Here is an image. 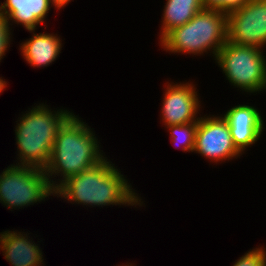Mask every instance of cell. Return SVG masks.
<instances>
[{
  "instance_id": "6da1fadb",
  "label": "cell",
  "mask_w": 266,
  "mask_h": 266,
  "mask_svg": "<svg viewBox=\"0 0 266 266\" xmlns=\"http://www.w3.org/2000/svg\"><path fill=\"white\" fill-rule=\"evenodd\" d=\"M119 170L107 157L96 166L67 178L54 194L72 205L83 207H143L145 201Z\"/></svg>"
},
{
  "instance_id": "7a4b0ae2",
  "label": "cell",
  "mask_w": 266,
  "mask_h": 266,
  "mask_svg": "<svg viewBox=\"0 0 266 266\" xmlns=\"http://www.w3.org/2000/svg\"><path fill=\"white\" fill-rule=\"evenodd\" d=\"M92 129L94 128L74 113L60 127L49 163L44 169L54 190L67 178L90 169L107 158Z\"/></svg>"
},
{
  "instance_id": "3957f363",
  "label": "cell",
  "mask_w": 266,
  "mask_h": 266,
  "mask_svg": "<svg viewBox=\"0 0 266 266\" xmlns=\"http://www.w3.org/2000/svg\"><path fill=\"white\" fill-rule=\"evenodd\" d=\"M22 113L15 121L18 154L13 164L45 169L58 131L73 112L65 108L53 110L43 102Z\"/></svg>"
},
{
  "instance_id": "277c9868",
  "label": "cell",
  "mask_w": 266,
  "mask_h": 266,
  "mask_svg": "<svg viewBox=\"0 0 266 266\" xmlns=\"http://www.w3.org/2000/svg\"><path fill=\"white\" fill-rule=\"evenodd\" d=\"M227 29V14L204 8L189 22L168 32L158 44L169 54L196 57L210 53L215 60L227 42Z\"/></svg>"
},
{
  "instance_id": "5b68a950",
  "label": "cell",
  "mask_w": 266,
  "mask_h": 266,
  "mask_svg": "<svg viewBox=\"0 0 266 266\" xmlns=\"http://www.w3.org/2000/svg\"><path fill=\"white\" fill-rule=\"evenodd\" d=\"M263 50L227 41L215 62L231 86L245 94L256 95L266 92V51Z\"/></svg>"
},
{
  "instance_id": "8992f818",
  "label": "cell",
  "mask_w": 266,
  "mask_h": 266,
  "mask_svg": "<svg viewBox=\"0 0 266 266\" xmlns=\"http://www.w3.org/2000/svg\"><path fill=\"white\" fill-rule=\"evenodd\" d=\"M54 191L44 169L10 164L0 173V203L10 211L44 202Z\"/></svg>"
},
{
  "instance_id": "52a82bcc",
  "label": "cell",
  "mask_w": 266,
  "mask_h": 266,
  "mask_svg": "<svg viewBox=\"0 0 266 266\" xmlns=\"http://www.w3.org/2000/svg\"><path fill=\"white\" fill-rule=\"evenodd\" d=\"M194 153L210 163L221 164L242 156L234 146L226 119L220 114H201L195 138Z\"/></svg>"
},
{
  "instance_id": "ba28073f",
  "label": "cell",
  "mask_w": 266,
  "mask_h": 266,
  "mask_svg": "<svg viewBox=\"0 0 266 266\" xmlns=\"http://www.w3.org/2000/svg\"><path fill=\"white\" fill-rule=\"evenodd\" d=\"M227 41L266 48V0H249L228 14Z\"/></svg>"
},
{
  "instance_id": "9c48e42d",
  "label": "cell",
  "mask_w": 266,
  "mask_h": 266,
  "mask_svg": "<svg viewBox=\"0 0 266 266\" xmlns=\"http://www.w3.org/2000/svg\"><path fill=\"white\" fill-rule=\"evenodd\" d=\"M194 82H172L163 85L160 119L165 127L198 122L202 103ZM199 114V116H198Z\"/></svg>"
},
{
  "instance_id": "30bf717a",
  "label": "cell",
  "mask_w": 266,
  "mask_h": 266,
  "mask_svg": "<svg viewBox=\"0 0 266 266\" xmlns=\"http://www.w3.org/2000/svg\"><path fill=\"white\" fill-rule=\"evenodd\" d=\"M221 115L228 122L233 144L242 155L261 139L265 129L264 117L254 105H234Z\"/></svg>"
},
{
  "instance_id": "8fae6325",
  "label": "cell",
  "mask_w": 266,
  "mask_h": 266,
  "mask_svg": "<svg viewBox=\"0 0 266 266\" xmlns=\"http://www.w3.org/2000/svg\"><path fill=\"white\" fill-rule=\"evenodd\" d=\"M29 235L18 230L0 232V251L12 266H39L45 263L40 244H36Z\"/></svg>"
},
{
  "instance_id": "7c38bea8",
  "label": "cell",
  "mask_w": 266,
  "mask_h": 266,
  "mask_svg": "<svg viewBox=\"0 0 266 266\" xmlns=\"http://www.w3.org/2000/svg\"><path fill=\"white\" fill-rule=\"evenodd\" d=\"M51 8L55 9L50 0H4L0 3V15L7 17L11 26L37 30L47 21Z\"/></svg>"
},
{
  "instance_id": "4fadbf2b",
  "label": "cell",
  "mask_w": 266,
  "mask_h": 266,
  "mask_svg": "<svg viewBox=\"0 0 266 266\" xmlns=\"http://www.w3.org/2000/svg\"><path fill=\"white\" fill-rule=\"evenodd\" d=\"M31 38L26 39L19 45L21 56L27 64L33 68L50 66L58 59L63 48L62 39L57 33L40 32L36 29L27 30Z\"/></svg>"
},
{
  "instance_id": "5bb4252c",
  "label": "cell",
  "mask_w": 266,
  "mask_h": 266,
  "mask_svg": "<svg viewBox=\"0 0 266 266\" xmlns=\"http://www.w3.org/2000/svg\"><path fill=\"white\" fill-rule=\"evenodd\" d=\"M163 7L158 42L168 32L183 26L204 9L202 0H166Z\"/></svg>"
},
{
  "instance_id": "9a60e30c",
  "label": "cell",
  "mask_w": 266,
  "mask_h": 266,
  "mask_svg": "<svg viewBox=\"0 0 266 266\" xmlns=\"http://www.w3.org/2000/svg\"><path fill=\"white\" fill-rule=\"evenodd\" d=\"M198 122L164 127L170 133L171 142L183 152L193 153ZM176 148V147H175Z\"/></svg>"
},
{
  "instance_id": "2e32d148",
  "label": "cell",
  "mask_w": 266,
  "mask_h": 266,
  "mask_svg": "<svg viewBox=\"0 0 266 266\" xmlns=\"http://www.w3.org/2000/svg\"><path fill=\"white\" fill-rule=\"evenodd\" d=\"M232 266H266V247L259 245L239 257Z\"/></svg>"
},
{
  "instance_id": "e0dca14e",
  "label": "cell",
  "mask_w": 266,
  "mask_h": 266,
  "mask_svg": "<svg viewBox=\"0 0 266 266\" xmlns=\"http://www.w3.org/2000/svg\"><path fill=\"white\" fill-rule=\"evenodd\" d=\"M249 0H202L205 9L217 10L225 14L239 9L247 4Z\"/></svg>"
},
{
  "instance_id": "ac0fdd59",
  "label": "cell",
  "mask_w": 266,
  "mask_h": 266,
  "mask_svg": "<svg viewBox=\"0 0 266 266\" xmlns=\"http://www.w3.org/2000/svg\"><path fill=\"white\" fill-rule=\"evenodd\" d=\"M11 27L9 19L5 16L0 15V62L6 55L8 48L11 47L10 44L13 36L14 29Z\"/></svg>"
},
{
  "instance_id": "d6986e66",
  "label": "cell",
  "mask_w": 266,
  "mask_h": 266,
  "mask_svg": "<svg viewBox=\"0 0 266 266\" xmlns=\"http://www.w3.org/2000/svg\"><path fill=\"white\" fill-rule=\"evenodd\" d=\"M71 1L74 0H50L51 4L55 7V10L60 11L61 9L65 8Z\"/></svg>"
},
{
  "instance_id": "ffe728a7",
  "label": "cell",
  "mask_w": 266,
  "mask_h": 266,
  "mask_svg": "<svg viewBox=\"0 0 266 266\" xmlns=\"http://www.w3.org/2000/svg\"><path fill=\"white\" fill-rule=\"evenodd\" d=\"M7 84H8V81H5V79L0 77V94L6 90Z\"/></svg>"
},
{
  "instance_id": "44dd1931",
  "label": "cell",
  "mask_w": 266,
  "mask_h": 266,
  "mask_svg": "<svg viewBox=\"0 0 266 266\" xmlns=\"http://www.w3.org/2000/svg\"><path fill=\"white\" fill-rule=\"evenodd\" d=\"M128 263V264H127ZM126 264H124V263H122V264H119V265H117V266H136V264L134 263H129V262H127Z\"/></svg>"
}]
</instances>
